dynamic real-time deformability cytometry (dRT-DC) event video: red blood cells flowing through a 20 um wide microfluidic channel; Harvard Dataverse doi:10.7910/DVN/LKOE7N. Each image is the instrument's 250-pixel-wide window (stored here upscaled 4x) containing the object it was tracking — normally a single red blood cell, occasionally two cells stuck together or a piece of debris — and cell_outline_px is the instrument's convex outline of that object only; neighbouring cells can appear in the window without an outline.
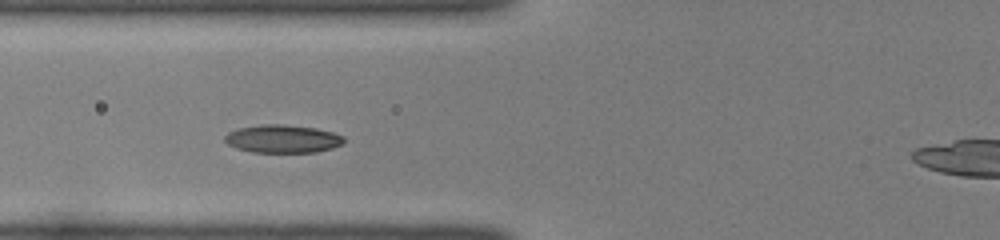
{"species": "common noctule bat (a hibernating species)", "species_latin": "Nyctalus noctula", "temperature_condition": "room temperature", "stored_images_in_passage": 44, "camera_frame_rate_fps": 3000, "um_per_image_px": 0.085, "animal": {"sex": "female", "body_mass_g": 22.0, "forearm_length_mm": 56.7}, "frame": {"image": 1, "passage_image": 13, "time_ms": 4.0, "image_size_px": [1000, 240], "cell_outline_px": [[344, 140], [340, 144], [332, 148], [316, 152], [252, 152], [236, 148], [228, 144], [224, 140], [224, 136], [228, 132], [240, 128], [264, 124], [280, 124], [316, 128], [332, 132], [344, 136]], "centroid_in_image_um": [24.01, 11.8], "position_along_channel_um": 101.8, "area_um2": 19.31}}
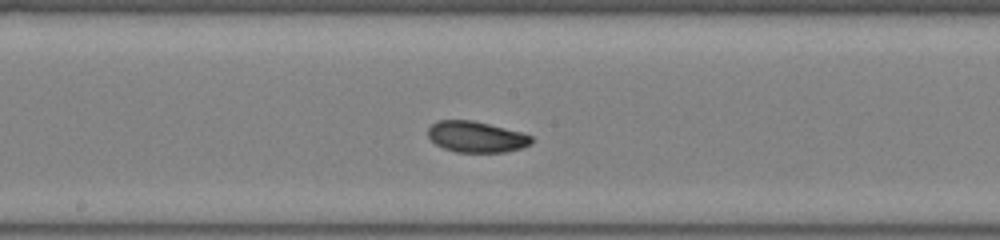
{"frame": {"image": 2, "passage_image": 21, "time_ms": 6.667, "image_size_px": [1000, 240], "cell_outline_px": [[532, 144], [524, 148], [504, 152], [456, 152], [444, 148], [436, 144], [428, 136], [428, 128], [432, 124], [440, 120], [472, 120], [520, 132], [532, 136]], "centroid_in_image_um": [40.5, 11.64], "position_along_channel_um": 207.7, "area_um2": 18.61}}
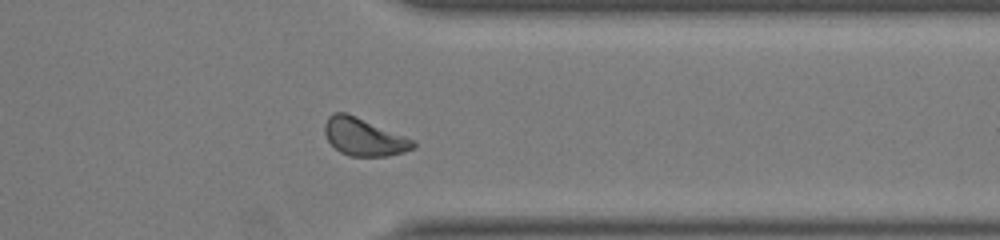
{"frame": {"image": 3, "passage_image": 34, "time_ms": 11.0, "image_size_px": [1000, 240], "cell_outline_px": [[416, 148], [404, 152], [388, 156], [348, 156], [340, 152], [328, 140], [324, 132], [324, 124], [328, 116], [332, 112], [348, 112], [416, 140]], "centroid_in_image_um": [30.96, 11.62], "position_along_channel_um": 380.4, "area_um2": 19.77}}